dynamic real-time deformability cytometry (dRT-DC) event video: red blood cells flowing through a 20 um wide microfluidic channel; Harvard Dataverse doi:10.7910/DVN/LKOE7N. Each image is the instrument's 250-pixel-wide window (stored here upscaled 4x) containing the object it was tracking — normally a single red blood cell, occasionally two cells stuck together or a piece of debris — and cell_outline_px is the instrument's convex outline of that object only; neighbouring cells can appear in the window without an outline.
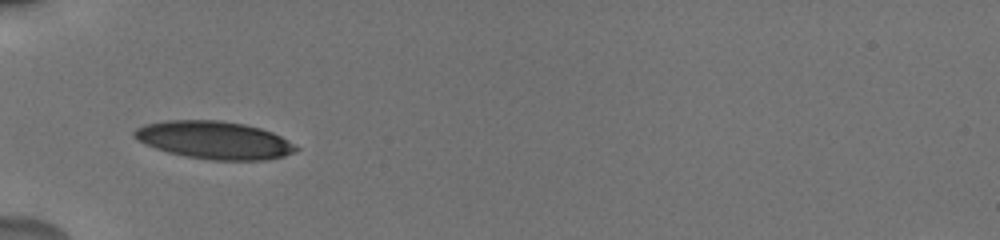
{"species": "human", "species_latin": "Homo sapiens", "temperature_condition": "cold", "stored_images_in_passage": 6, "camera_frame_rate_fps": 3000, "um_per_image_px": 0.085, "donor": {"sex": "male"}, "frame": {"image": 1, "passage_image": 1, "time_ms": 0.0, "image_size_px": [1000, 240], "cell_outline_px": [[300, 148], [296, 152], [284, 156], [268, 160], [212, 160], [184, 156], [168, 152], [144, 144], [136, 140], [132, 136], [132, 132], [136, 128], [144, 124], [168, 120], [220, 120], [244, 124], [260, 128], [272, 132], [288, 140]], "centroid_in_image_um": [18.2, 11.91], "position_along_channel_um": 66.8, "area_um2": 35.84}}
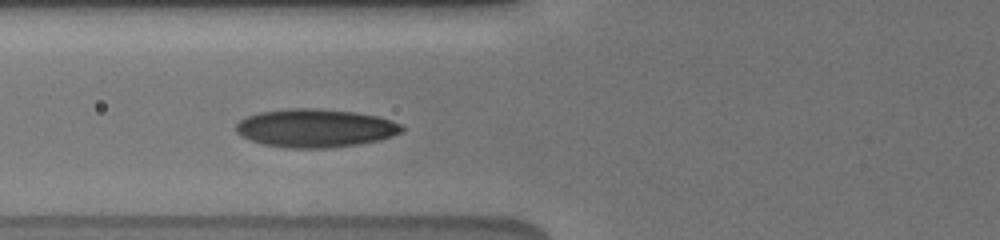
{"frame": {"image": 2, "passage_image": 5, "time_ms": 1.0, "image_size_px": [1000, 240], "cell_outline_px": [[404, 132], [380, 140], [360, 144], [328, 148], [288, 148], [264, 144], [252, 140], [236, 132], [236, 124], [240, 120], [248, 116], [260, 112], [288, 108], [320, 108], [356, 112], [376, 116], [392, 120], [400, 124], [404, 128]], "centroid_in_image_um": [26.85, 10.88], "position_along_channel_um": 99.0, "area_um2": 37.11}}